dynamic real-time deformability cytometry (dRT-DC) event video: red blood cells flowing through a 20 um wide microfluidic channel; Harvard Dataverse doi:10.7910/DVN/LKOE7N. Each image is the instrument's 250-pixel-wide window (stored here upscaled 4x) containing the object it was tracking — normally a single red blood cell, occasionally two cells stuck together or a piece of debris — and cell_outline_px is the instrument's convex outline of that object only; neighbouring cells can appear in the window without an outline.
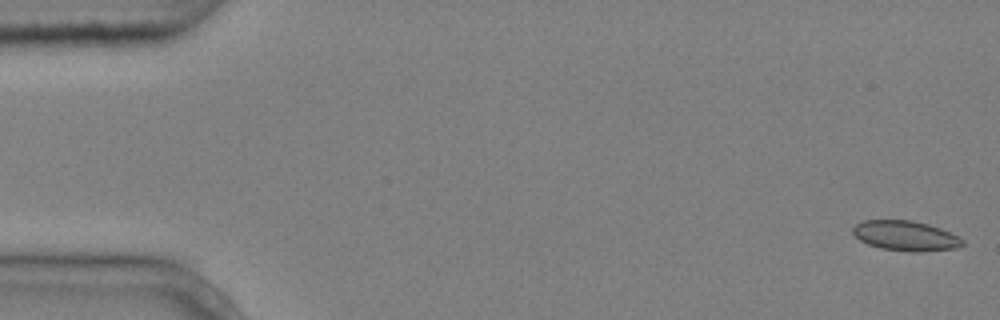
{"species": "common noctule bat (a hibernating species)", "species_latin": "Nyctalus noctula", "temperature_condition": "cold", "stored_images_in_passage": 5, "camera_frame_rate_fps": 3000, "um_per_image_px": 0.085, "animal": {"sex": "male", "body_mass_g": 20.4}, "frame": {"image": 1, "passage_image": 1, "time_ms": 0.0, "image_size_px": [1000, 320], "cell_outline_px": [[964, 244], [956, 248], [916, 252], [912, 252], [880, 248], [868, 244], [860, 240], [852, 232], [852, 228], [856, 224], [864, 220], [912, 220], [928, 224], [940, 228], [964, 240]], "centroid_in_image_um": [76.95, 20.04], "position_along_channel_um": 8.0, "area_um2": 19.02}}
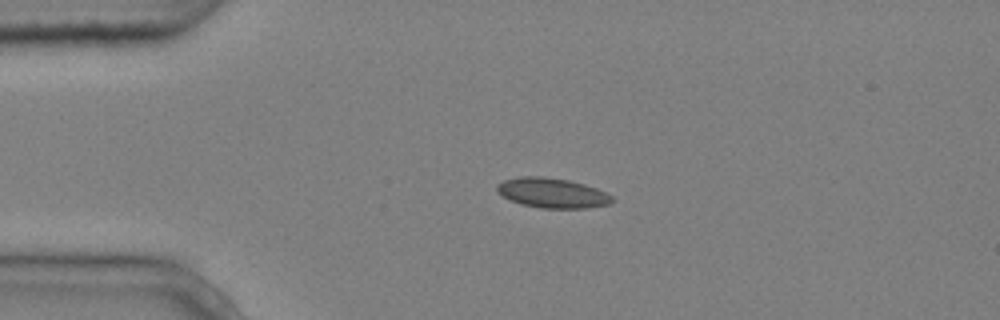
{"frame": {"image": 2, "passage_image": 4, "time_ms": 1.0, "image_size_px": [1000, 320], "cell_outline_px": [[616, 200], [612, 204], [588, 208], [540, 208], [520, 204], [496, 192], [496, 184], [504, 180], [520, 176], [540, 176], [568, 180], [584, 184], [596, 188], [612, 196]], "centroid_in_image_um": [46.95, 16.41], "position_along_channel_um": 38.0, "area_um2": 20.17}}